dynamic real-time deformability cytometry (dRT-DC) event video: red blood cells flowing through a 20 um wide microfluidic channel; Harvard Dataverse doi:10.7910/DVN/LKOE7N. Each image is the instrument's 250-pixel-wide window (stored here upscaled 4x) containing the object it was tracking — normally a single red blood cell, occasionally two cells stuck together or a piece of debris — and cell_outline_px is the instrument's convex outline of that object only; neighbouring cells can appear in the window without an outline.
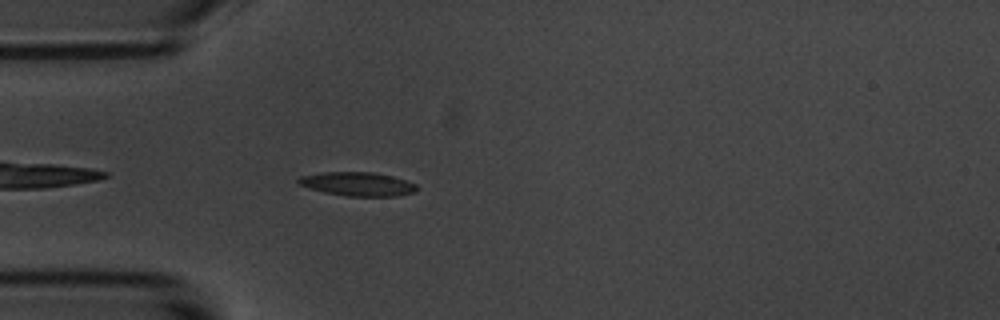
{"species": "common noctule bat (a hibernating species)", "species_latin": "Nyctalus noctula", "temperature_condition": "room temperature", "stored_images_in_passage": 43, "camera_frame_rate_fps": 3000, "um_per_image_px": 0.085, "animal": {"sex": "male", "body_mass_g": 20.1, "forearm_length_mm": 53.5}, "frame": {"image": 1, "passage_image": 3, "time_ms": 0.667, "image_size_px": [1000, 320], "cell_outline_px": [[416, 192], [396, 196], [348, 196], [324, 192], [308, 188], [300, 184], [296, 180], [300, 176], [320, 172], [372, 172], [392, 176], [416, 184]], "centroid_in_image_um": [30.37, 15.64], "position_along_channel_um": 54.6, "area_um2": 16.36}}
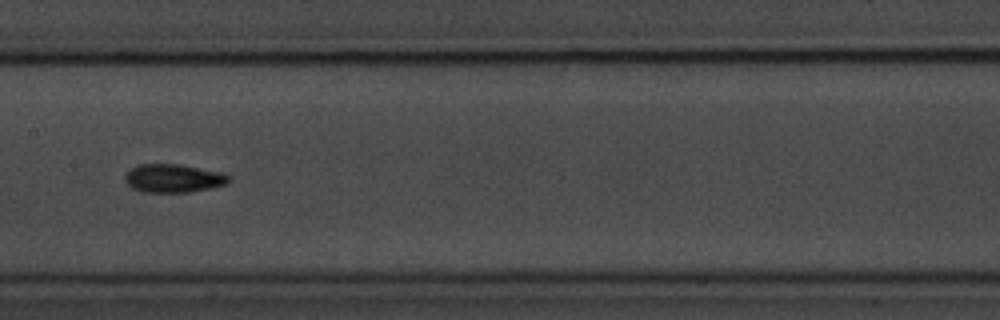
{"frame": {"image": 2, "passage_image": 15, "time_ms": 4.667, "image_size_px": [1000, 320], "cell_outline_px": [[228, 180], [224, 184], [208, 188], [188, 192], [144, 192], [132, 188], [124, 180], [124, 176], [132, 168], [140, 164], [176, 164], [220, 172], [228, 176]], "centroid_in_image_um": [14.66, 15.16], "position_along_channel_um": 192.7, "area_um2": 16.7}}
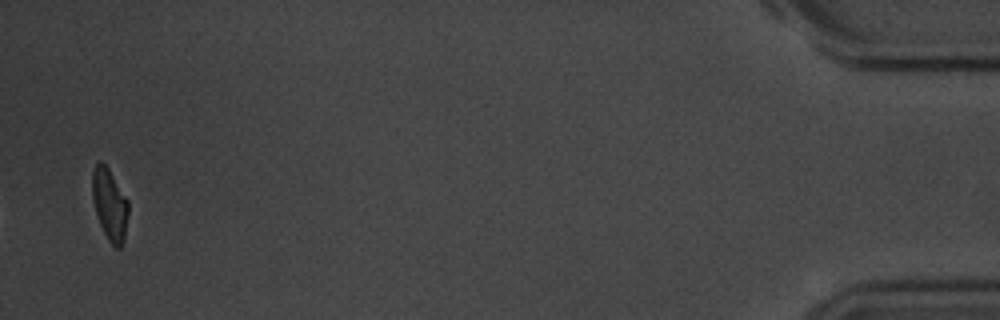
{"frame": {"image": 3, "passage_image": 42, "time_ms": 13.667, "image_size_px": [1000, 320], "cell_outline_px": [[128, 216], [124, 240], [120, 248], [116, 248], [108, 240], [100, 224], [96, 212], [92, 196], [92, 172], [96, 164], [100, 160], [108, 168], [128, 200]], "centroid_in_image_um": [9.33, 17.38], "position_along_channel_um": 425.9, "area_um2": 14.91}, "authors_computed_cell_mechanics": {"area_um2": 16.184, "velocity_mm_per_s": 3.5768, "shape_relaxation_time_tau1_ms": 4.4164, "shape_relaxation_time_tau2_ms": 2.9519, "deformation_change_tau1": 0.1301, "deformation_change_tau2": 0.0943}}